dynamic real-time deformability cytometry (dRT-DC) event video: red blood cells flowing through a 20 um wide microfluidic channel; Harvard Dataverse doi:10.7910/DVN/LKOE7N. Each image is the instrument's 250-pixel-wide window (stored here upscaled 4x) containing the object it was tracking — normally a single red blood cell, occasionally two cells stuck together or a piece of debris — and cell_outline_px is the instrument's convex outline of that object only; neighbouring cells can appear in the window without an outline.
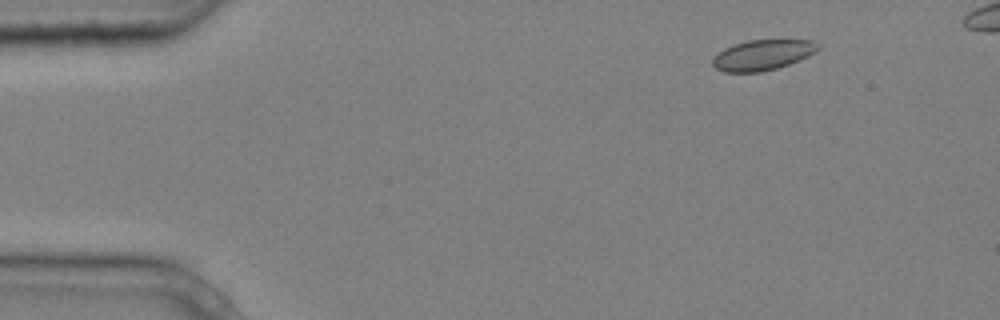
{"species": "common noctule bat (a hibernating species)", "species_latin": "Nyctalus noctula", "temperature_condition": "cold", "stored_images_in_passage": 8, "camera_frame_rate_fps": 3000, "um_per_image_px": 0.085, "animal": {"sex": "male", "body_mass_g": 20.4}, "frame": {"image": 1, "passage_image": 2, "time_ms": 0.333, "image_size_px": [1000, 320], "cell_outline_px": [[820, 48], [816, 52], [800, 60], [776, 68], [760, 72], [724, 72], [716, 68], [712, 64], [712, 60], [724, 48], [732, 44], [748, 40], [812, 40], [820, 44]], "centroid_in_image_um": [64.84, 4.66], "position_along_channel_um": 20.2, "area_um2": 18.67}}
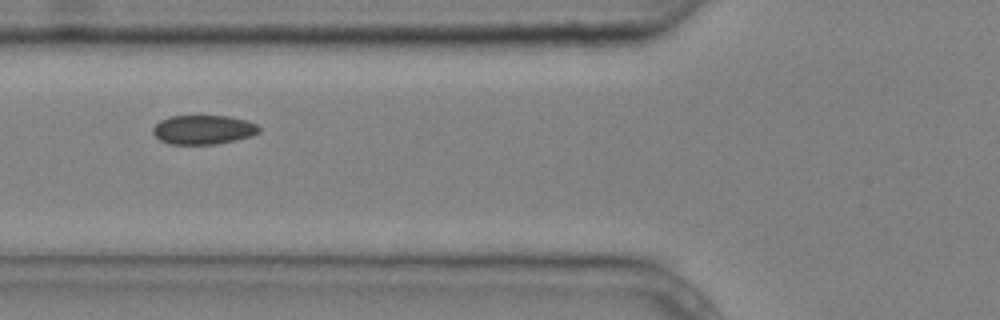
{"frame": {"image": 2, "passage_image": 6, "time_ms": 1.667, "image_size_px": [1000, 320], "cell_outline_px": [[260, 132], [252, 136], [236, 140], [216, 144], [168, 144], [160, 140], [152, 132], [152, 128], [160, 120], [168, 116], [228, 116], [244, 120], [256, 124], [260, 128]], "centroid_in_image_um": [17.27, 11.03], "position_along_channel_um": 108.5, "area_um2": 18.09}}